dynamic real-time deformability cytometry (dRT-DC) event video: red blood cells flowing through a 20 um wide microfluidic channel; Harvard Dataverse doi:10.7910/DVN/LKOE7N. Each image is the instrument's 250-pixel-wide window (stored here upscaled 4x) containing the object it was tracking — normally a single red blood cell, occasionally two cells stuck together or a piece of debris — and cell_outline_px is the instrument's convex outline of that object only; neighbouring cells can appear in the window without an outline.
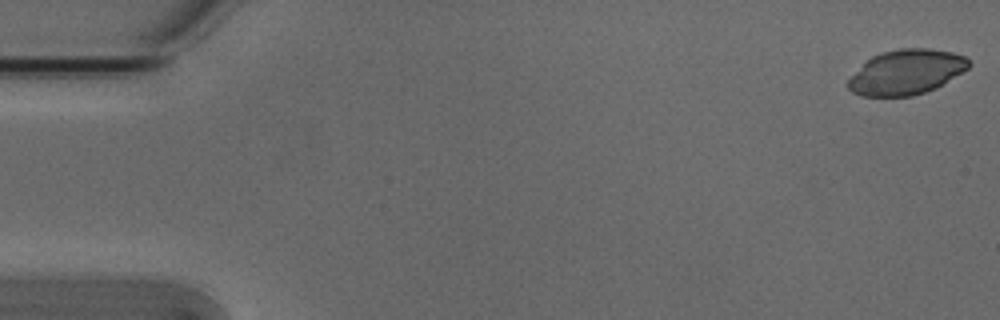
{"species": "Egyptian fruit bat (a non-hibernating species)", "species_latin": "Rousettus aegyptiacus", "temperature_condition": "cold", "stored_images_in_passage": 12, "camera_frame_rate_fps": 3000, "um_per_image_px": 0.085, "animal": {"sex": "male"}, "frame": {"image": 1, "passage_image": 1, "time_ms": 0.0, "image_size_px": [1000, 320], "cell_outline_px": [[972, 64], [968, 68], [936, 88], [912, 96], [860, 96], [852, 92], [848, 88], [848, 80], [872, 56], [880, 52], [900, 48], [928, 48], [952, 52], [964, 56]], "centroid_in_image_um": [77.05, 6.13], "position_along_channel_um": 8.0, "area_um2": 31.33}}